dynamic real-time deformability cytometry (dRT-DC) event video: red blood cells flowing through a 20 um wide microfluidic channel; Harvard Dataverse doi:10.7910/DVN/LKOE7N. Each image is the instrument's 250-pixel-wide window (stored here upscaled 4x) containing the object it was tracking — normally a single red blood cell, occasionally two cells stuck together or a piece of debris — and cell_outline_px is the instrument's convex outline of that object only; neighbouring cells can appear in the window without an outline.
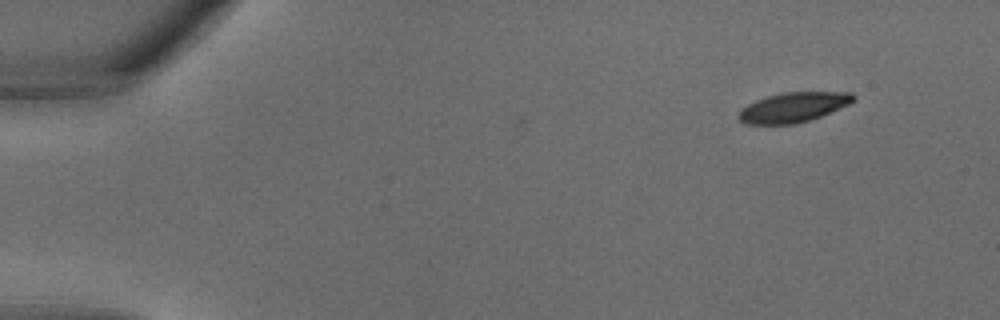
{"species": "common noctule bat (a hibernating species)", "species_latin": "Nyctalus noctula", "temperature_condition": "warm", "stored_images_in_passage": 28, "camera_frame_rate_fps": 3000, "um_per_image_px": 0.085, "animal": {"sex": "male", "body_mass_g": 18.8}, "frame": {"image": 1, "passage_image": 1, "time_ms": 0.0, "image_size_px": [1000, 320], "cell_outline_px": [[856, 100], [848, 104], [820, 116], [796, 124], [744, 124], [736, 116], [740, 108], [756, 100], [768, 96], [784, 92], [852, 92], [856, 96]], "centroid_in_image_um": [67.4, 9.12], "position_along_channel_um": 17.6, "area_um2": 19.94}}
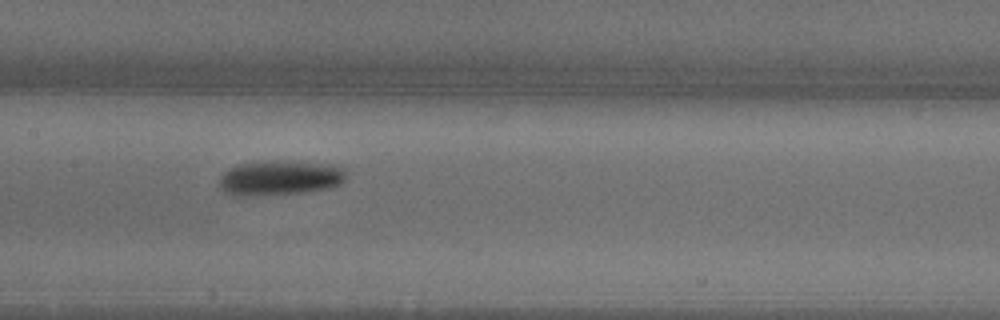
{"frame": {"image": 2, "passage_image": 15, "time_ms": 4.667, "image_size_px": [1000, 320], "cell_outline_px": [[344, 180], [340, 184], [328, 188], [308, 192], [252, 196], [232, 196], [224, 192], [220, 188], [220, 176], [228, 168], [240, 164], [332, 164], [344, 168]], "centroid_in_image_um": [23.74, 15.2], "position_along_channel_um": 183.7, "area_um2": 24.62}}
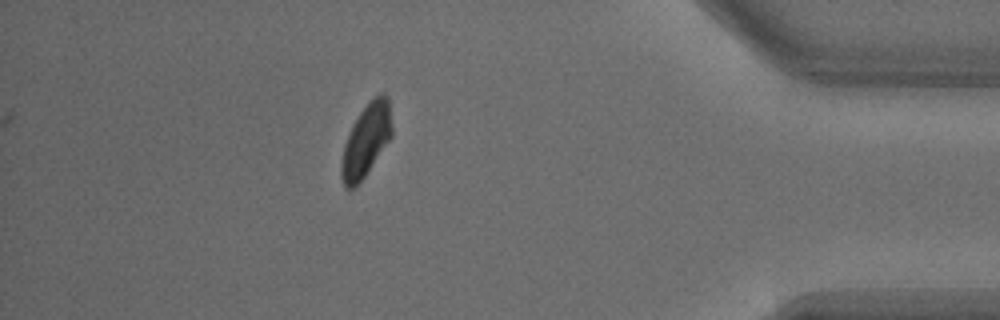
{"frame": {"image": 3, "passage_image": 28, "time_ms": 9.0, "image_size_px": [1000, 320], "cell_outline_px": [[392, 136], [364, 176], [352, 188], [344, 188], [340, 176], [340, 164], [344, 144], [348, 132], [352, 124], [368, 100], [380, 92], [384, 92], [388, 96], [392, 128]], "centroid_in_image_um": [31.1, 11.88], "position_along_channel_um": 404.1, "area_um2": 21.44}}